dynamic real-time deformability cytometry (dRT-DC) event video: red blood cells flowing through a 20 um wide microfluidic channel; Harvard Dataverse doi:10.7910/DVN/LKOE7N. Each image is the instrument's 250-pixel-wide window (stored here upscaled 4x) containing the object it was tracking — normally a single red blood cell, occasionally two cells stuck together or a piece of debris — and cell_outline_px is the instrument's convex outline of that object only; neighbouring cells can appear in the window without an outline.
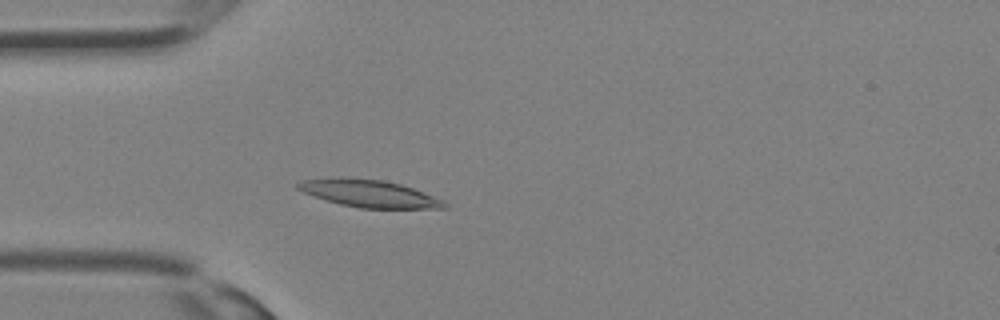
{"species": "Egyptian fruit bat (a non-hibernating species)", "species_latin": "Rousettus aegyptiacus", "temperature_condition": "room temperature", "stored_images_in_passage": 32, "camera_frame_rate_fps": 3000, "um_per_image_px": 0.085, "animal": {"sex": "female"}, "frame": {"image": 1, "passage_image": 9, "time_ms": 2.667, "image_size_px": [1000, 320], "cell_outline_px": [[448, 208], [360, 208], [340, 204], [304, 192], [296, 188], [296, 184], [300, 180], [384, 180], [400, 184], [412, 188], [444, 200], [448, 204]], "centroid_in_image_um": [31.49, 16.5], "position_along_channel_um": 53.5, "area_um2": 22.14}}
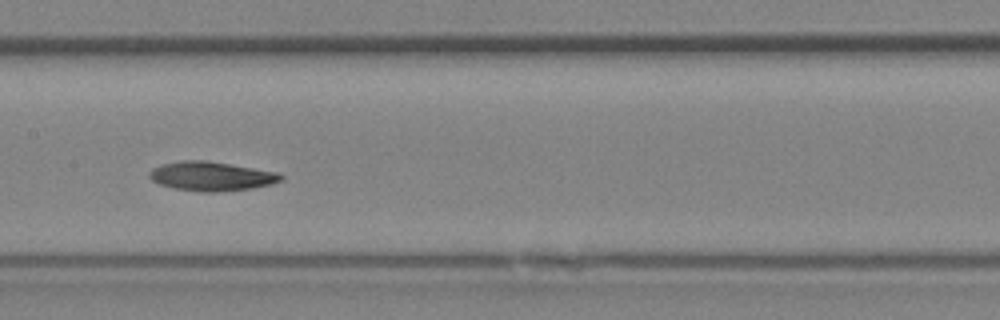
{"frame": {"image": 2, "passage_image": 16, "time_ms": 5.0, "image_size_px": [1000, 320], "cell_outline_px": [[284, 180], [272, 184], [252, 188], [216, 192], [200, 192], [176, 188], [160, 184], [152, 180], [148, 176], [148, 172], [152, 168], [164, 164], [180, 160], [204, 160], [276, 172], [284, 176]], "centroid_in_image_um": [17.96, 14.98], "position_along_channel_um": 189.4, "area_um2": 22.2}}
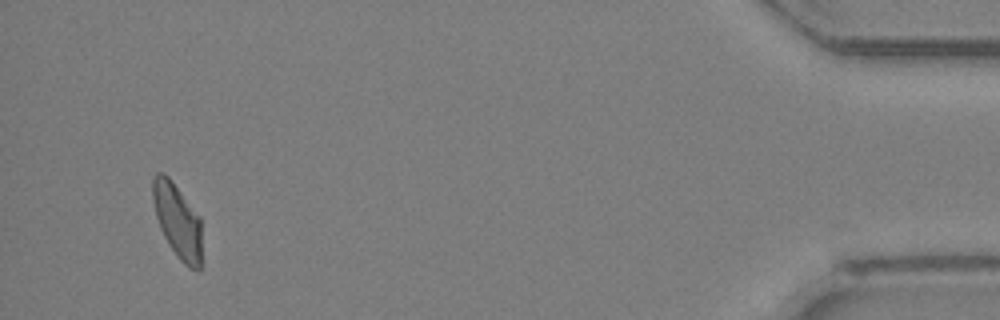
{"frame": {"image": 3, "passage_image": 31, "time_ms": 10.0, "image_size_px": [1000, 320], "cell_outline_px": [[200, 272], [188, 268], [180, 260], [164, 236], [160, 228], [156, 216], [152, 200], [152, 180], [156, 172], [164, 172], [168, 176], [200, 216]], "centroid_in_image_um": [15.06, 18.74], "position_along_channel_um": 420.1, "area_um2": 21.1}}